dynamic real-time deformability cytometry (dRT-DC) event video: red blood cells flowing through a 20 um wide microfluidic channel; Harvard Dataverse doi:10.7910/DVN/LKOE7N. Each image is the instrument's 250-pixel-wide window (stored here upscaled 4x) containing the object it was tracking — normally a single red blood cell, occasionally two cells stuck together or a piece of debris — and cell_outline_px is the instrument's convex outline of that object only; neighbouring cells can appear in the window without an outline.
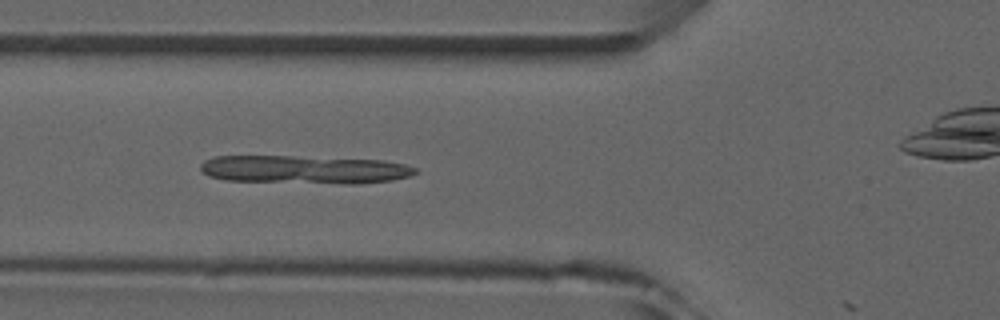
{"species": "common noctule bat (a hibernating species)", "species_latin": "Nyctalus noctula", "temperature_condition": "room temperature", "stored_images_in_passage": 6, "camera_frame_rate_fps": 3000, "um_per_image_px": 0.085, "animal": {"sex": "male", "forearm_length_mm": 52.5}, "frame": {"image": 1, "passage_image": 5, "time_ms": 5.333, "image_size_px": [1000, 320], "cell_outline_px": [[420, 172], [408, 176], [392, 180], [356, 184], [344, 184], [228, 180], [208, 176], [200, 168], [200, 164], [204, 160], [216, 156], [292, 156], [384, 160], [404, 164], [416, 168]], "centroid_in_image_um": [25.9, 14.41], "position_along_channel_um": 99.9, "area_um2": 35.37}}